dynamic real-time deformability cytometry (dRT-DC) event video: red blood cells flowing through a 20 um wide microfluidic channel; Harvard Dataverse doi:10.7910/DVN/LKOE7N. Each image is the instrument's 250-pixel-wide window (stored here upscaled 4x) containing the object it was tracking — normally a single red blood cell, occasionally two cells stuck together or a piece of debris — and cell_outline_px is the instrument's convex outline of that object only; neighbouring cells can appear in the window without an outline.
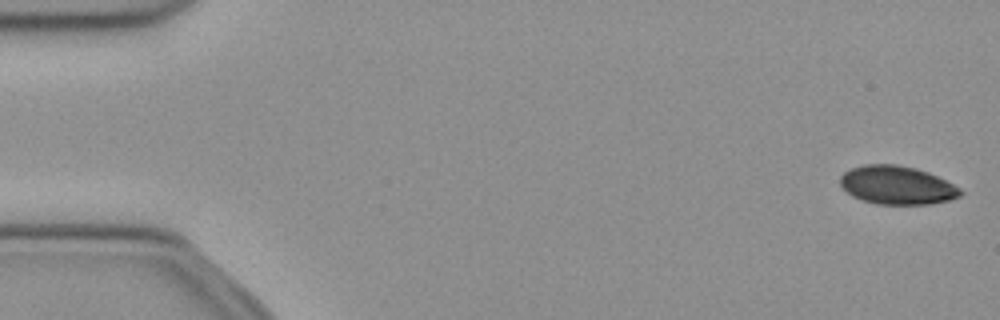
{"species": "common noctule bat (a hibernating species)", "species_latin": "Nyctalus noctula", "temperature_condition": "cold", "stored_images_in_passage": 47, "camera_frame_rate_fps": 3000, "um_per_image_px": 0.085, "animal": {"sex": "female", "body_mass_g": 21.9}, "frame": {"image": 1, "passage_image": 1, "time_ms": 0.0, "image_size_px": [1000, 320], "cell_outline_px": [[964, 192], [960, 196], [948, 200], [932, 204], [876, 204], [860, 200], [852, 196], [840, 184], [840, 176], [844, 172], [852, 168], [864, 164], [896, 164], [916, 168], [928, 172], [960, 188]], "centroid_in_image_um": [76.23, 15.74], "position_along_channel_um": 8.8, "area_um2": 26.93}}
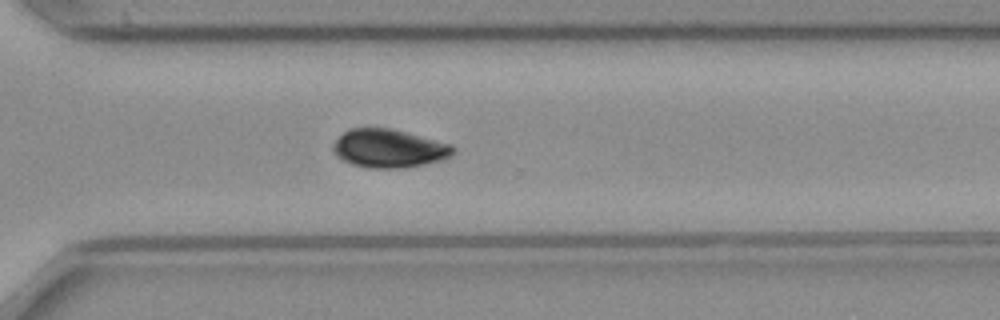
{"frame": {"image": 2, "passage_image": 37, "time_ms": 12.0, "image_size_px": [1000, 320], "cell_outline_px": [[456, 152], [452, 156], [444, 160], [404, 168], [372, 168], [352, 164], [336, 156], [332, 152], [332, 144], [344, 132], [352, 128], [392, 128], [452, 144], [456, 148]], "centroid_in_image_um": [33.1, 12.62], "position_along_channel_um": 337.5, "area_um2": 27.11}}
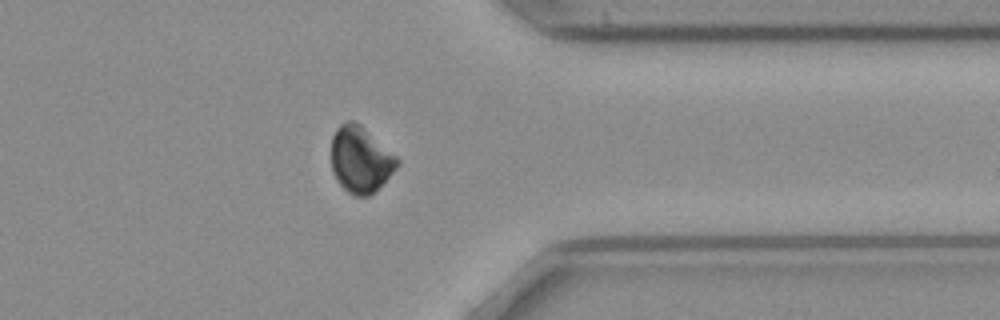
{"frame": {"image": 3, "passage_image": 41, "time_ms": 13.333, "image_size_px": [1000, 320], "cell_outline_px": [[400, 164], [368, 196], [352, 196], [336, 180], [332, 172], [332, 136], [336, 128], [344, 120], [352, 120], [360, 124], [396, 156], [400, 160]], "centroid_in_image_um": [30.61, 13.54], "position_along_channel_um": 380.8, "area_um2": 25.14}, "authors_computed_cell_mechanics": {"area_um2": 28.033, "velocity_mm_per_s": 3.8791, "shape_relaxation_time_tau1_ms": 2.0715, "shape_relaxation_time_tau2_ms": null, "deformation_change_tau1": 0.07, "deformation_change_tau2": null}}